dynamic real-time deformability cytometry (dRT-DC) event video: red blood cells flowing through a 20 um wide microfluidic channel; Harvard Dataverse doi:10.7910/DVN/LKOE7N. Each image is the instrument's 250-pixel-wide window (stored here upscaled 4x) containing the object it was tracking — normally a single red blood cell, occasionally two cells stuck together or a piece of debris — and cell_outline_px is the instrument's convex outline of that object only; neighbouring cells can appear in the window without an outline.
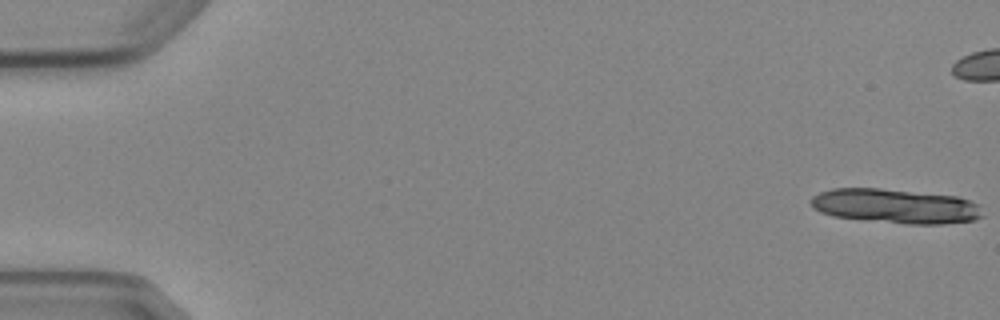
{"species": "Egyptian fruit bat (a non-hibernating species)", "species_latin": "Rousettus aegyptiacus", "temperature_condition": "cold", "stored_images_in_passage": 9, "camera_frame_rate_fps": 3000, "um_per_image_px": 0.085, "animal": {"sex": "female"}, "frame": {"image": 1, "passage_image": 1, "time_ms": 0.0, "image_size_px": [1000, 320], "cell_outline_px": [[984, 216], [976, 220], [944, 224], [904, 224], [832, 216], [820, 212], [812, 208], [808, 200], [812, 196], [820, 192], [832, 188], [880, 188], [956, 196], [980, 204]], "centroid_in_image_um": [76.11, 17.52], "position_along_channel_um": 8.9, "area_um2": 34.91}}
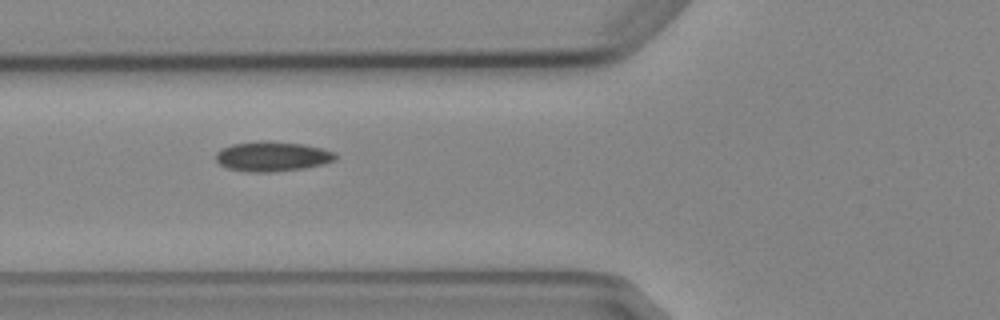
{"frame": {"image": 2, "passage_image": 8, "time_ms": 8.0, "image_size_px": [1000, 320], "cell_outline_px": [[336, 160], [324, 164], [304, 168], [272, 172], [248, 172], [224, 168], [216, 160], [216, 152], [232, 144], [260, 140], [304, 144], [336, 152]], "centroid_in_image_um": [23.14, 13.3], "position_along_channel_um": 102.7, "area_um2": 20.92}}